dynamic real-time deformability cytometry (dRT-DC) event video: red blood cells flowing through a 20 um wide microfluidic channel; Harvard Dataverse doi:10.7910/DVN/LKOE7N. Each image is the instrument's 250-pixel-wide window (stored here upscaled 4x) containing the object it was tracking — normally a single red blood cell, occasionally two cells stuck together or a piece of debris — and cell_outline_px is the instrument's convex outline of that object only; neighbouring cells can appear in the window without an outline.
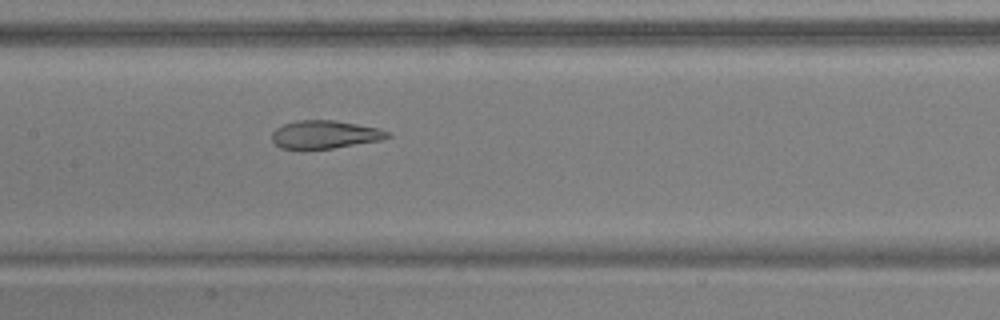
{"species": "common noctule bat (a hibernating species)", "species_latin": "Nyctalus noctula", "temperature_condition": "warm", "stored_images_in_passage": 51, "camera_frame_rate_fps": 3000, "um_per_image_px": 0.085, "animal": {"sex": "male", "body_mass_g": 17.9, "forearm_length_mm": 54.2}, "frame": {"image": 1, "passage_image": 24, "time_ms": 7.667, "image_size_px": [1000, 320], "cell_outline_px": [[392, 136], [380, 140], [332, 148], [304, 152], [280, 148], [272, 140], [272, 132], [276, 128], [284, 124], [296, 120], [336, 120], [380, 128], [388, 132]], "centroid_in_image_um": [27.56, 11.46], "position_along_channel_um": 179.8, "area_um2": 19.48}}
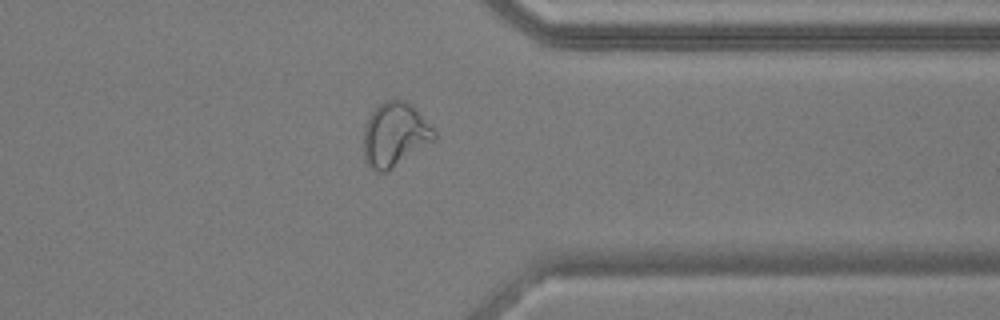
{"frame": {"image": 2, "passage_image": 40, "time_ms": 13.0, "image_size_px": [1000, 320], "cell_outline_px": [[436, 140], [388, 172], [376, 172], [368, 164], [364, 156], [364, 124], [368, 116], [384, 100], [408, 100], [416, 108], [436, 132]], "centroid_in_image_um": [33.58, 11.45], "position_along_channel_um": 377.8, "area_um2": 26.7}}
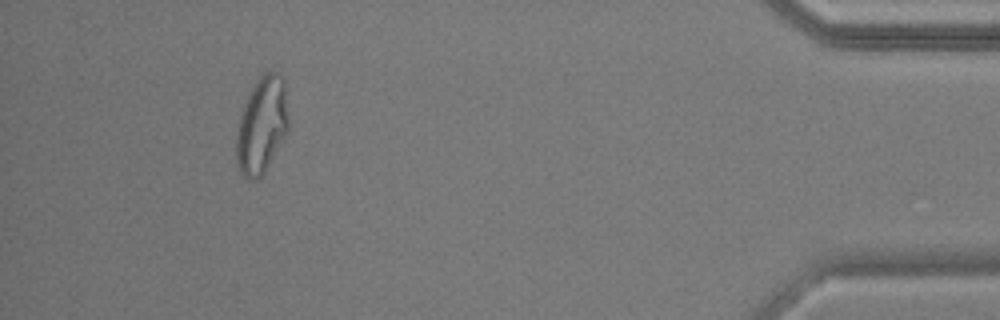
{"frame": {"image": 3, "passage_image": 47, "time_ms": 15.333, "image_size_px": [1000, 320], "cell_outline_px": [[288, 132], [264, 172], [256, 180], [248, 180], [240, 172], [236, 164], [236, 124], [244, 100], [248, 92], [256, 80], [264, 72], [280, 72], [284, 76], [288, 116]], "centroid_in_image_um": [22.23, 10.61], "position_along_channel_um": 413.0, "area_um2": 30.11}, "authors_computed_cell_mechanics": {"area_um2": 24.7962, "velocity_mm_per_s": 3.8083, "shape_relaxation_time_tau1_ms": null, "shape_relaxation_time_tau2_ms": 1.3266, "deformation_change_tau1": null, "deformation_change_tau2": 0.0746}}